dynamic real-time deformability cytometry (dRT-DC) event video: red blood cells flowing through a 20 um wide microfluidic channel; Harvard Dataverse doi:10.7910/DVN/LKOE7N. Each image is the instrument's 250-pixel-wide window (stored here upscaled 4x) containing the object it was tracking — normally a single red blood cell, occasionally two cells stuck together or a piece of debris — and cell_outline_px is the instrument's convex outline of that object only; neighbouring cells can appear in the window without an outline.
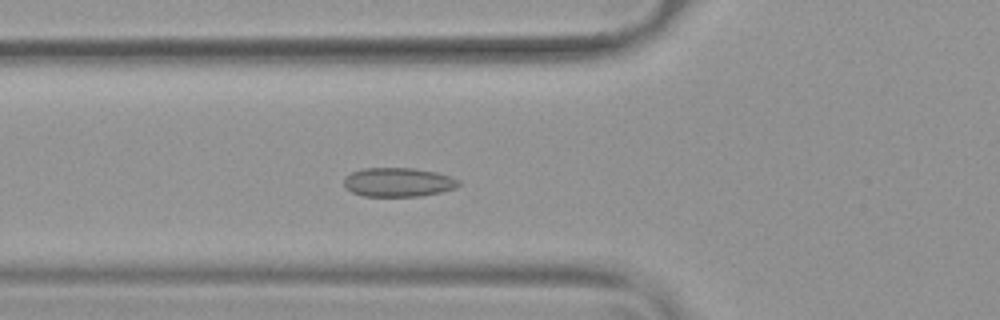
{"species": "common noctule bat (a hibernating species)", "species_latin": "Nyctalus noctula", "temperature_condition": "warm", "stored_images_in_passage": 52, "camera_frame_rate_fps": 3000, "um_per_image_px": 0.085, "animal": {"sex": "female", "body_mass_g": 19.9}, "frame": {"image": 1, "passage_image": 18, "time_ms": 5.667, "image_size_px": [1000, 320], "cell_outline_px": [[460, 184], [456, 188], [440, 192], [420, 196], [364, 196], [352, 192], [344, 188], [344, 176], [352, 172], [364, 168], [412, 168], [436, 172], [460, 180]], "centroid_in_image_um": [33.82, 15.49], "position_along_channel_um": 92.0, "area_um2": 19.42}}
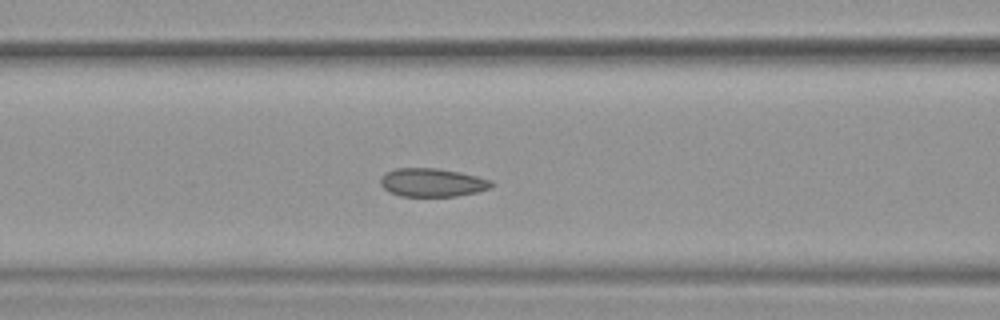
{"frame": {"image": 2, "passage_image": 21, "time_ms": 6.667, "image_size_px": [1000, 320], "cell_outline_px": [[492, 188], [476, 192], [456, 196], [400, 196], [388, 192], [380, 184], [380, 176], [384, 172], [396, 168], [436, 168], [460, 172], [492, 180]], "centroid_in_image_um": [36.7, 15.51], "position_along_channel_um": 129.9, "area_um2": 18.5}}
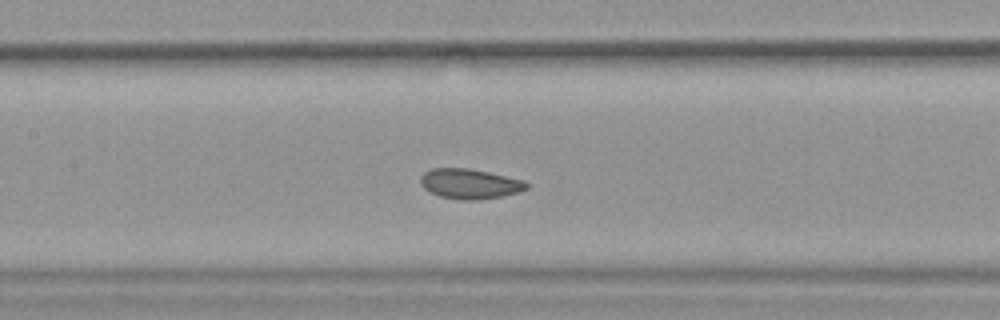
{"frame": {"image": 3, "passage_image": 24, "time_ms": 7.667, "image_size_px": [1000, 320], "cell_outline_px": [[528, 188], [520, 192], [504, 196], [476, 200], [460, 200], [440, 196], [428, 192], [420, 184], [420, 176], [424, 172], [432, 168], [468, 168], [488, 172], [524, 180], [528, 184]], "centroid_in_image_um": [39.92, 15.63], "position_along_channel_um": 167.5, "area_um2": 18.73}, "authors_computed_cell_mechanics": {"area_um2": 19.1318, "velocity_mm_per_s": 3.7553, "shape_relaxation_time_tau1_ms": 5.7454, "shape_relaxation_time_tau2_ms": 1.6857, "deformation_change_tau1": 0.0783, "deformation_change_tau2": 0.0592}}